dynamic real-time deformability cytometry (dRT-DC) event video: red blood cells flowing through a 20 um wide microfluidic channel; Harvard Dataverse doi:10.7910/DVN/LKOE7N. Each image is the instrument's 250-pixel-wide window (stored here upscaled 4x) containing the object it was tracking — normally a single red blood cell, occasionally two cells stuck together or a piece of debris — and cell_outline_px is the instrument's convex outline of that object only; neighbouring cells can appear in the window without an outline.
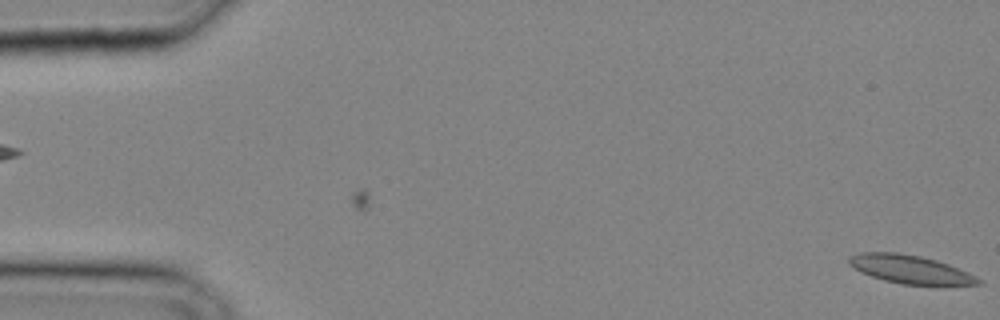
{"species": "common noctule bat (a hibernating species)", "species_latin": "Nyctalus noctula", "temperature_condition": "cold", "stored_images_in_passage": 6, "camera_frame_rate_fps": 3000, "um_per_image_px": 0.085, "animal": {"sex": "male", "body_mass_g": 20.4}, "frame": {"image": 1, "passage_image": 6, "time_ms": 1.667, "image_size_px": [1000, 320], "cell_outline_px": [[984, 284], [900, 284], [884, 280], [860, 272], [848, 264], [848, 256], [860, 252], [896, 252], [920, 256], [936, 260], [948, 264], [968, 272], [984, 280]], "centroid_in_image_um": [77.34, 22.88], "position_along_channel_um": 7.7, "area_um2": 21.27}}